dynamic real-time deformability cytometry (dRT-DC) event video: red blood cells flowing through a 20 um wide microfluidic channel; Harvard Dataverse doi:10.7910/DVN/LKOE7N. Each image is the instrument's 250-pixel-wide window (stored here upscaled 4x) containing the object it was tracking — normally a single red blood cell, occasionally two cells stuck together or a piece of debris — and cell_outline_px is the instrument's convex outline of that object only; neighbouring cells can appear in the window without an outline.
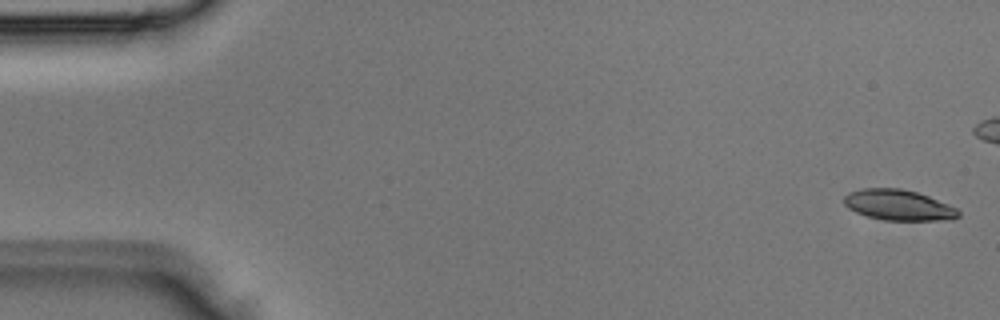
{"species": "Egyptian fruit bat (a non-hibernating species)", "species_latin": "Rousettus aegyptiacus", "temperature_condition": "room temperature", "stored_images_in_passage": 3, "camera_frame_rate_fps": 3000, "um_per_image_px": 0.085, "animal": {"sex": "male"}, "frame": {"image": 1, "passage_image": 1, "time_ms": 0.0, "image_size_px": [1000, 320], "cell_outline_px": [[960, 216], [952, 220], [884, 220], [868, 216], [856, 212], [848, 208], [844, 204], [844, 196], [848, 192], [860, 188], [900, 188], [916, 192], [928, 196], [948, 204], [956, 208], [960, 212]], "centroid_in_image_um": [76.37, 17.43], "position_along_channel_um": 8.6, "area_um2": 20.46}}